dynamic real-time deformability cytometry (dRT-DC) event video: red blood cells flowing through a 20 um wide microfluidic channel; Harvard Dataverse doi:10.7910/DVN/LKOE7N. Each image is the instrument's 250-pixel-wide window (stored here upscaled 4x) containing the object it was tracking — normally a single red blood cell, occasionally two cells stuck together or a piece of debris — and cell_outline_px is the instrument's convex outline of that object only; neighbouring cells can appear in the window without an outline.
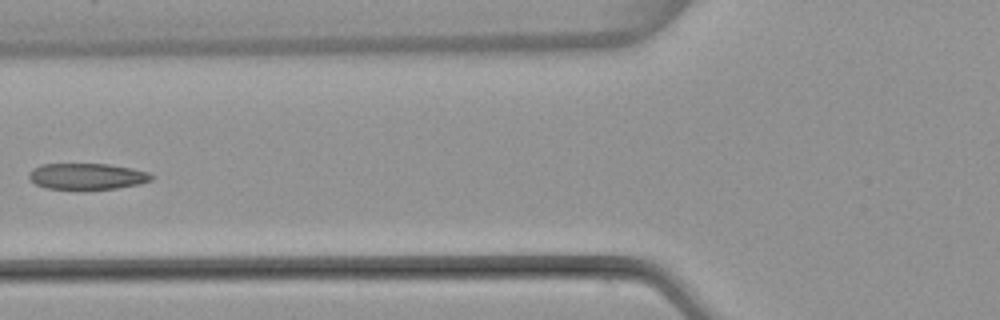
{"species": "common noctule bat (a hibernating species)", "species_latin": "Nyctalus noctula", "temperature_condition": "warm", "stored_images_in_passage": 6, "camera_frame_rate_fps": 3000, "um_per_image_px": 0.085, "animal": {"sex": "female", "body_mass_g": 22.7, "forearm_length_mm": 54.2}, "frame": {"image": 1, "passage_image": 6, "time_ms": 6.0, "image_size_px": [1000, 320], "cell_outline_px": [[152, 180], [140, 184], [116, 188], [44, 188], [36, 184], [28, 176], [28, 172], [32, 168], [40, 164], [108, 164], [132, 168], [148, 172], [152, 176]], "centroid_in_image_um": [7.38, 14.97], "position_along_channel_um": 118.4, "area_um2": 18.44}}